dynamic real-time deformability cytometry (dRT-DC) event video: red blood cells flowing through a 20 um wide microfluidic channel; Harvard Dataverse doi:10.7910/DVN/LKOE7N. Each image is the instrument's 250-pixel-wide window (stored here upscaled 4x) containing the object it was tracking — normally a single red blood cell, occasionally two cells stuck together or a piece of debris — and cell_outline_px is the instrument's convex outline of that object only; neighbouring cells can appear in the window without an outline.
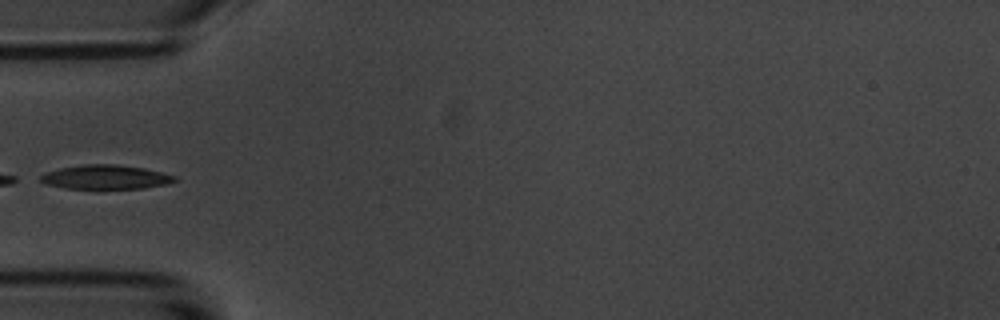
{"species": "common noctule bat (a hibernating species)", "species_latin": "Nyctalus noctula", "temperature_condition": "room temperature", "stored_images_in_passage": 38, "camera_frame_rate_fps": 3000, "um_per_image_px": 0.085, "animal": {"sex": "male", "body_mass_g": 20.1, "forearm_length_mm": 53.5}, "frame": {"image": 1, "passage_image": 1, "time_ms": 0.0, "image_size_px": [1000, 320], "cell_outline_px": [[176, 180], [168, 184], [144, 188], [64, 188], [44, 184], [40, 180], [40, 176], [48, 172], [60, 168], [84, 164], [116, 164], [144, 168], [176, 176]], "centroid_in_image_um": [8.98, 15.05], "position_along_channel_um": 76.0, "area_um2": 18.73}}